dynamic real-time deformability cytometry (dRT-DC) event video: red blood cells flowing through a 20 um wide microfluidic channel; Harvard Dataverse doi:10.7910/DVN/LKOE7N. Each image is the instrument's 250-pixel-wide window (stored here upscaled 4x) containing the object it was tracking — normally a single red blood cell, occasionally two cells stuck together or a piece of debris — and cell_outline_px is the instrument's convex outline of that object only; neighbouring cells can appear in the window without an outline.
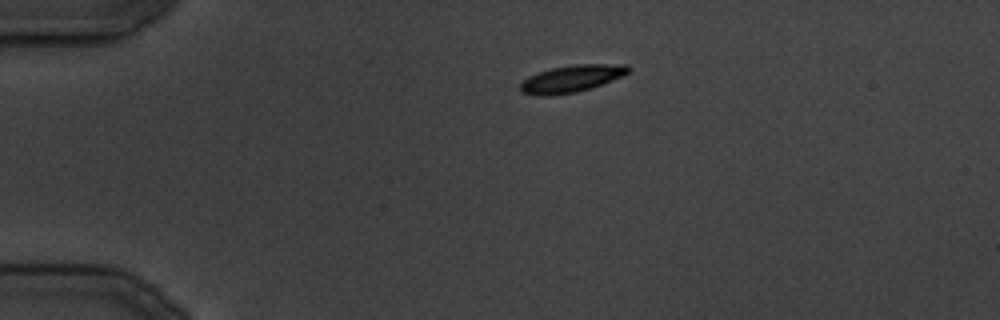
{"species": "common noctule bat (a hibernating species)", "species_latin": "Nyctalus noctula", "temperature_condition": "cold", "stored_images_in_passage": 15, "camera_frame_rate_fps": 3000, "um_per_image_px": 0.085, "animal": {"sex": "male", "body_mass_g": 19.5, "forearm_length_mm": 54.6}, "frame": {"image": 1, "passage_image": 1, "time_ms": 0.0, "image_size_px": [1000, 320], "cell_outline_px": [[632, 68], [628, 72], [620, 76], [592, 88], [576, 92], [552, 96], [540, 96], [524, 92], [520, 88], [520, 84], [528, 76], [552, 68], [576, 64], [628, 64]], "centroid_in_image_um": [48.6, 6.68], "position_along_channel_um": 36.4, "area_um2": 16.88}}
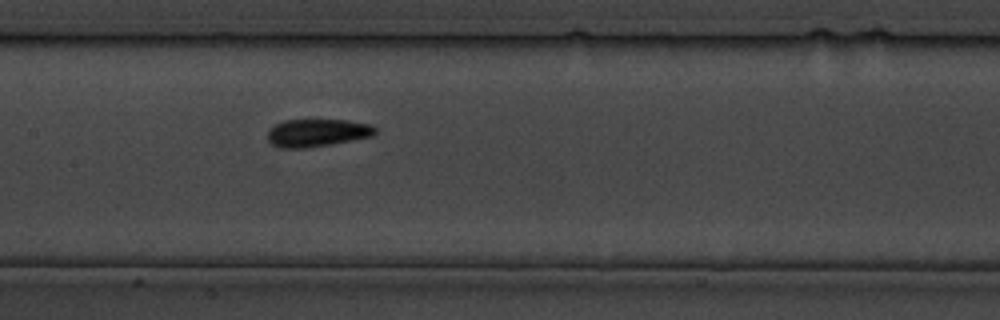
{"frame": {"image": 2, "passage_image": 11, "time_ms": 12.0, "image_size_px": [1000, 320], "cell_outline_px": [[376, 136], [304, 148], [280, 148], [272, 144], [268, 140], [268, 132], [276, 124], [284, 120], [348, 120], [372, 124], [376, 128]], "centroid_in_image_um": [27.01, 11.28], "position_along_channel_um": 180.4, "area_um2": 17.34}}
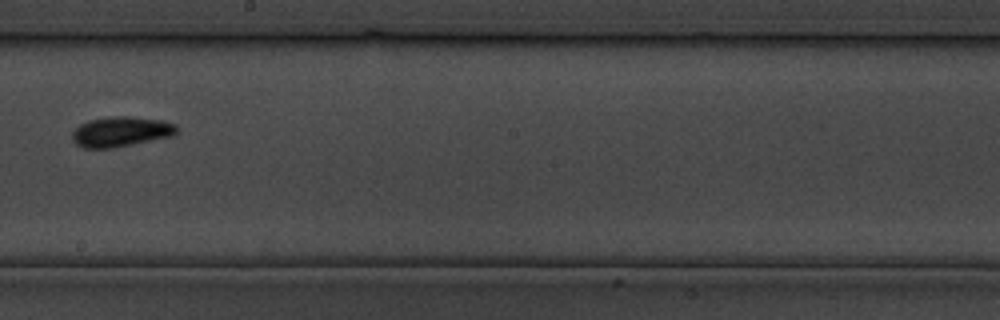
{"frame": {"image": 3, "passage_image": 14, "time_ms": 15.667, "image_size_px": [1000, 320], "cell_outline_px": [[176, 132], [172, 136], [112, 148], [84, 148], [76, 144], [72, 140], [72, 132], [80, 124], [88, 120], [108, 116], [128, 116], [160, 120], [176, 124]], "centroid_in_image_um": [10.23, 11.18], "position_along_channel_um": 238.0, "area_um2": 18.26}}